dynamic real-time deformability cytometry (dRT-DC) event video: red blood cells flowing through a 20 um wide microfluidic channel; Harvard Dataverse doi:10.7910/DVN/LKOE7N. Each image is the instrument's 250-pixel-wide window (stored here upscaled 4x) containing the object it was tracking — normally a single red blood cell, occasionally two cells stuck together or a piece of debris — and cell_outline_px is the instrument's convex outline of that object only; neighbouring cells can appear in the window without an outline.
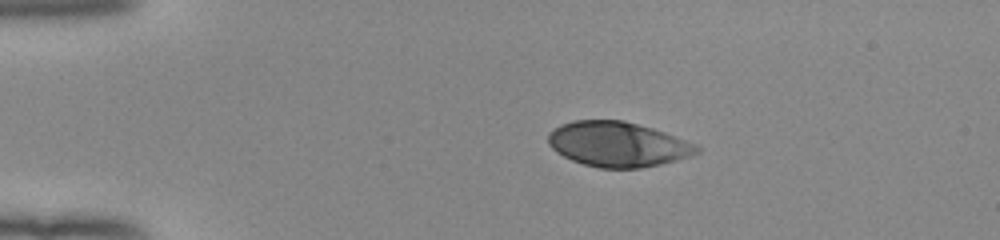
{"species": "human", "species_latin": "Homo sapiens", "temperature_condition": "room temperature", "stored_images_in_passage": 42, "camera_frame_rate_fps": 3000, "um_per_image_px": 0.085, "donor": {"sex": "female"}, "frame": {"image": 1, "passage_image": 1, "time_ms": 0.0, "image_size_px": [1000, 240], "cell_outline_px": [[704, 148], [700, 152], [692, 156], [660, 164], [640, 168], [600, 168], [584, 164], [572, 160], [556, 152], [548, 144], [548, 132], [560, 124], [576, 120], [624, 120], [652, 128], [664, 132], [696, 144]], "centroid_in_image_um": [52.52, 12.26], "position_along_channel_um": 32.5, "area_um2": 39.07}}
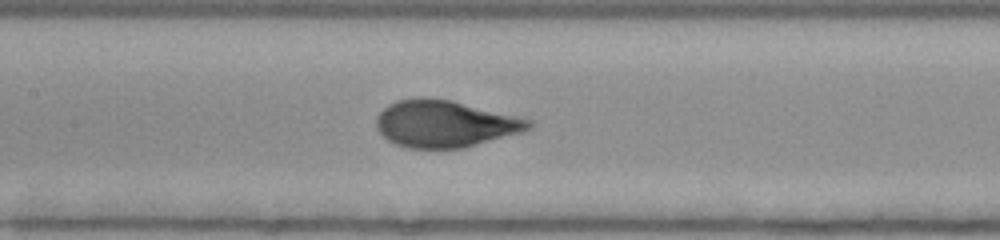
{"frame": {"image": 2, "passage_image": 16, "time_ms": 5.0, "image_size_px": [1000, 240], "cell_outline_px": [[532, 128], [524, 132], [464, 148], [408, 148], [396, 144], [388, 140], [376, 128], [376, 116], [388, 104], [396, 100], [448, 100], [532, 120]], "centroid_in_image_um": [37.83, 10.57], "position_along_channel_um": 169.6, "area_um2": 40.81}}
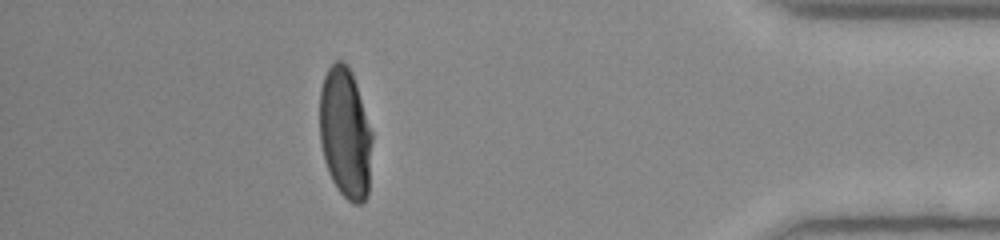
{"frame": {"image": 3, "passage_image": 37, "time_ms": 12.0, "image_size_px": [1000, 240], "cell_outline_px": [[372, 140], [368, 196], [360, 204], [352, 204], [336, 188], [328, 172], [324, 160], [320, 140], [320, 88], [324, 76], [328, 68], [332, 64], [340, 60], [348, 68], [352, 76], [372, 132]], "centroid_in_image_um": [29.33, 11.39], "position_along_channel_um": 405.9, "area_um2": 39.65}, "authors_computed_cell_mechanics": {"area_um2": 41.3559, "velocity_mm_per_s": 3.9538, "shape_relaxation_time_tau1_ms": 4.8446, "shape_relaxation_time_tau2_ms": null, "deformation_change_tau1": 0.2473, "deformation_change_tau2": null}}